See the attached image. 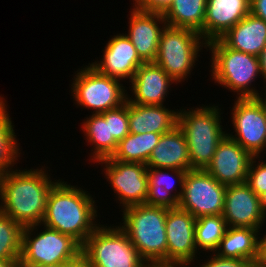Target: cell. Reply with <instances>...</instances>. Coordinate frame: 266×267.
I'll list each match as a JSON object with an SVG mask.
<instances>
[{
	"mask_svg": "<svg viewBox=\"0 0 266 267\" xmlns=\"http://www.w3.org/2000/svg\"><path fill=\"white\" fill-rule=\"evenodd\" d=\"M172 84L178 83L155 62L143 63L129 82L127 101L139 105H165V98L173 90Z\"/></svg>",
	"mask_w": 266,
	"mask_h": 267,
	"instance_id": "obj_17",
	"label": "cell"
},
{
	"mask_svg": "<svg viewBox=\"0 0 266 267\" xmlns=\"http://www.w3.org/2000/svg\"><path fill=\"white\" fill-rule=\"evenodd\" d=\"M221 105L205 104L184 108L178 112V126L183 131L189 149L192 169L205 170L211 163L217 145L227 135L222 126Z\"/></svg>",
	"mask_w": 266,
	"mask_h": 267,
	"instance_id": "obj_3",
	"label": "cell"
},
{
	"mask_svg": "<svg viewBox=\"0 0 266 267\" xmlns=\"http://www.w3.org/2000/svg\"><path fill=\"white\" fill-rule=\"evenodd\" d=\"M107 225L100 224L82 245L89 267H144L128 235L119 225Z\"/></svg>",
	"mask_w": 266,
	"mask_h": 267,
	"instance_id": "obj_9",
	"label": "cell"
},
{
	"mask_svg": "<svg viewBox=\"0 0 266 267\" xmlns=\"http://www.w3.org/2000/svg\"><path fill=\"white\" fill-rule=\"evenodd\" d=\"M4 96L0 95V171L9 172L17 167L22 158L20 143L18 142L15 126L9 114V105ZM21 155V156H20ZM16 165V166H15ZM15 166V167H14Z\"/></svg>",
	"mask_w": 266,
	"mask_h": 267,
	"instance_id": "obj_27",
	"label": "cell"
},
{
	"mask_svg": "<svg viewBox=\"0 0 266 267\" xmlns=\"http://www.w3.org/2000/svg\"><path fill=\"white\" fill-rule=\"evenodd\" d=\"M179 109L166 105H139L128 102L129 133L164 134L178 125Z\"/></svg>",
	"mask_w": 266,
	"mask_h": 267,
	"instance_id": "obj_21",
	"label": "cell"
},
{
	"mask_svg": "<svg viewBox=\"0 0 266 267\" xmlns=\"http://www.w3.org/2000/svg\"><path fill=\"white\" fill-rule=\"evenodd\" d=\"M68 183L64 178L58 179L50 189L46 212L41 223L72 236L83 245L101 224L98 219L100 215L97 211V202H95L97 200L82 186Z\"/></svg>",
	"mask_w": 266,
	"mask_h": 267,
	"instance_id": "obj_2",
	"label": "cell"
},
{
	"mask_svg": "<svg viewBox=\"0 0 266 267\" xmlns=\"http://www.w3.org/2000/svg\"><path fill=\"white\" fill-rule=\"evenodd\" d=\"M226 187L206 170L192 169L184 177L183 191L178 207L195 218L221 215L224 209Z\"/></svg>",
	"mask_w": 266,
	"mask_h": 267,
	"instance_id": "obj_12",
	"label": "cell"
},
{
	"mask_svg": "<svg viewBox=\"0 0 266 267\" xmlns=\"http://www.w3.org/2000/svg\"><path fill=\"white\" fill-rule=\"evenodd\" d=\"M109 121L110 137L119 143L129 134L128 101L115 109L101 113Z\"/></svg>",
	"mask_w": 266,
	"mask_h": 267,
	"instance_id": "obj_31",
	"label": "cell"
},
{
	"mask_svg": "<svg viewBox=\"0 0 266 267\" xmlns=\"http://www.w3.org/2000/svg\"><path fill=\"white\" fill-rule=\"evenodd\" d=\"M47 168L45 165L23 170L16 167L3 173L0 185V212L23 227L40 224L46 212L50 189L58 181L48 173L50 170Z\"/></svg>",
	"mask_w": 266,
	"mask_h": 267,
	"instance_id": "obj_1",
	"label": "cell"
},
{
	"mask_svg": "<svg viewBox=\"0 0 266 267\" xmlns=\"http://www.w3.org/2000/svg\"><path fill=\"white\" fill-rule=\"evenodd\" d=\"M192 264L180 261H148L144 267H192Z\"/></svg>",
	"mask_w": 266,
	"mask_h": 267,
	"instance_id": "obj_36",
	"label": "cell"
},
{
	"mask_svg": "<svg viewBox=\"0 0 266 267\" xmlns=\"http://www.w3.org/2000/svg\"><path fill=\"white\" fill-rule=\"evenodd\" d=\"M162 134L159 133H129L118 145L112 159L121 162L146 164L153 149L157 146Z\"/></svg>",
	"mask_w": 266,
	"mask_h": 267,
	"instance_id": "obj_28",
	"label": "cell"
},
{
	"mask_svg": "<svg viewBox=\"0 0 266 267\" xmlns=\"http://www.w3.org/2000/svg\"><path fill=\"white\" fill-rule=\"evenodd\" d=\"M231 109L230 119L232 118L234 131L227 130V135L253 157L266 156V119L262 108V94L257 98H236Z\"/></svg>",
	"mask_w": 266,
	"mask_h": 267,
	"instance_id": "obj_10",
	"label": "cell"
},
{
	"mask_svg": "<svg viewBox=\"0 0 266 267\" xmlns=\"http://www.w3.org/2000/svg\"><path fill=\"white\" fill-rule=\"evenodd\" d=\"M263 159L264 156L252 158L246 179V183L258 197L266 193V160Z\"/></svg>",
	"mask_w": 266,
	"mask_h": 267,
	"instance_id": "obj_32",
	"label": "cell"
},
{
	"mask_svg": "<svg viewBox=\"0 0 266 267\" xmlns=\"http://www.w3.org/2000/svg\"><path fill=\"white\" fill-rule=\"evenodd\" d=\"M146 166L148 169L164 168L182 171L191 170L186 138L178 125L171 131L161 135Z\"/></svg>",
	"mask_w": 266,
	"mask_h": 267,
	"instance_id": "obj_22",
	"label": "cell"
},
{
	"mask_svg": "<svg viewBox=\"0 0 266 267\" xmlns=\"http://www.w3.org/2000/svg\"><path fill=\"white\" fill-rule=\"evenodd\" d=\"M186 173L187 171L176 169H148V190L145 204L166 209L177 208Z\"/></svg>",
	"mask_w": 266,
	"mask_h": 267,
	"instance_id": "obj_20",
	"label": "cell"
},
{
	"mask_svg": "<svg viewBox=\"0 0 266 267\" xmlns=\"http://www.w3.org/2000/svg\"><path fill=\"white\" fill-rule=\"evenodd\" d=\"M104 177L113 190V201L121 206V211L127 207L145 204L148 190V168L143 163L121 162L111 157L100 160Z\"/></svg>",
	"mask_w": 266,
	"mask_h": 267,
	"instance_id": "obj_11",
	"label": "cell"
},
{
	"mask_svg": "<svg viewBox=\"0 0 266 267\" xmlns=\"http://www.w3.org/2000/svg\"><path fill=\"white\" fill-rule=\"evenodd\" d=\"M259 229L228 226L218 248L213 254L221 258L252 261L255 265L259 256Z\"/></svg>",
	"mask_w": 266,
	"mask_h": 267,
	"instance_id": "obj_24",
	"label": "cell"
},
{
	"mask_svg": "<svg viewBox=\"0 0 266 267\" xmlns=\"http://www.w3.org/2000/svg\"><path fill=\"white\" fill-rule=\"evenodd\" d=\"M207 0H173L163 13L168 26L192 29L203 38Z\"/></svg>",
	"mask_w": 266,
	"mask_h": 267,
	"instance_id": "obj_26",
	"label": "cell"
},
{
	"mask_svg": "<svg viewBox=\"0 0 266 267\" xmlns=\"http://www.w3.org/2000/svg\"><path fill=\"white\" fill-rule=\"evenodd\" d=\"M19 263V260H2L0 259V267H12L14 264Z\"/></svg>",
	"mask_w": 266,
	"mask_h": 267,
	"instance_id": "obj_40",
	"label": "cell"
},
{
	"mask_svg": "<svg viewBox=\"0 0 266 267\" xmlns=\"http://www.w3.org/2000/svg\"><path fill=\"white\" fill-rule=\"evenodd\" d=\"M250 13V0H207L203 40L220 39Z\"/></svg>",
	"mask_w": 266,
	"mask_h": 267,
	"instance_id": "obj_19",
	"label": "cell"
},
{
	"mask_svg": "<svg viewBox=\"0 0 266 267\" xmlns=\"http://www.w3.org/2000/svg\"><path fill=\"white\" fill-rule=\"evenodd\" d=\"M2 174H3V173L0 171V185H1Z\"/></svg>",
	"mask_w": 266,
	"mask_h": 267,
	"instance_id": "obj_45",
	"label": "cell"
},
{
	"mask_svg": "<svg viewBox=\"0 0 266 267\" xmlns=\"http://www.w3.org/2000/svg\"><path fill=\"white\" fill-rule=\"evenodd\" d=\"M121 221L116 222L145 261H167L166 216L163 207L140 204L121 211Z\"/></svg>",
	"mask_w": 266,
	"mask_h": 267,
	"instance_id": "obj_5",
	"label": "cell"
},
{
	"mask_svg": "<svg viewBox=\"0 0 266 267\" xmlns=\"http://www.w3.org/2000/svg\"><path fill=\"white\" fill-rule=\"evenodd\" d=\"M80 123L82 124L81 130L83 131L84 139L90 147L88 160L91 163H97L100 160L112 157L117 149L118 143L114 137H110L109 121H105L102 114H92ZM86 118V119H85Z\"/></svg>",
	"mask_w": 266,
	"mask_h": 267,
	"instance_id": "obj_25",
	"label": "cell"
},
{
	"mask_svg": "<svg viewBox=\"0 0 266 267\" xmlns=\"http://www.w3.org/2000/svg\"><path fill=\"white\" fill-rule=\"evenodd\" d=\"M73 76L69 93L78 108L101 114L120 107L127 100L128 88L121 80L103 75L89 63L78 68Z\"/></svg>",
	"mask_w": 266,
	"mask_h": 267,
	"instance_id": "obj_7",
	"label": "cell"
},
{
	"mask_svg": "<svg viewBox=\"0 0 266 267\" xmlns=\"http://www.w3.org/2000/svg\"><path fill=\"white\" fill-rule=\"evenodd\" d=\"M220 39L229 48L258 57L266 46V22L249 13Z\"/></svg>",
	"mask_w": 266,
	"mask_h": 267,
	"instance_id": "obj_23",
	"label": "cell"
},
{
	"mask_svg": "<svg viewBox=\"0 0 266 267\" xmlns=\"http://www.w3.org/2000/svg\"><path fill=\"white\" fill-rule=\"evenodd\" d=\"M30 267H59V264L36 265Z\"/></svg>",
	"mask_w": 266,
	"mask_h": 267,
	"instance_id": "obj_43",
	"label": "cell"
},
{
	"mask_svg": "<svg viewBox=\"0 0 266 267\" xmlns=\"http://www.w3.org/2000/svg\"><path fill=\"white\" fill-rule=\"evenodd\" d=\"M59 267H89L87 258L83 252L73 259L60 263Z\"/></svg>",
	"mask_w": 266,
	"mask_h": 267,
	"instance_id": "obj_38",
	"label": "cell"
},
{
	"mask_svg": "<svg viewBox=\"0 0 266 267\" xmlns=\"http://www.w3.org/2000/svg\"><path fill=\"white\" fill-rule=\"evenodd\" d=\"M256 267H266V233H259V256Z\"/></svg>",
	"mask_w": 266,
	"mask_h": 267,
	"instance_id": "obj_37",
	"label": "cell"
},
{
	"mask_svg": "<svg viewBox=\"0 0 266 267\" xmlns=\"http://www.w3.org/2000/svg\"><path fill=\"white\" fill-rule=\"evenodd\" d=\"M24 227L0 212V259L20 260Z\"/></svg>",
	"mask_w": 266,
	"mask_h": 267,
	"instance_id": "obj_30",
	"label": "cell"
},
{
	"mask_svg": "<svg viewBox=\"0 0 266 267\" xmlns=\"http://www.w3.org/2000/svg\"><path fill=\"white\" fill-rule=\"evenodd\" d=\"M126 36L144 63L155 62L161 33L167 25L163 14L130 8Z\"/></svg>",
	"mask_w": 266,
	"mask_h": 267,
	"instance_id": "obj_18",
	"label": "cell"
},
{
	"mask_svg": "<svg viewBox=\"0 0 266 267\" xmlns=\"http://www.w3.org/2000/svg\"><path fill=\"white\" fill-rule=\"evenodd\" d=\"M253 156L226 135L217 145L211 163L205 169L225 186L246 182Z\"/></svg>",
	"mask_w": 266,
	"mask_h": 267,
	"instance_id": "obj_16",
	"label": "cell"
},
{
	"mask_svg": "<svg viewBox=\"0 0 266 267\" xmlns=\"http://www.w3.org/2000/svg\"><path fill=\"white\" fill-rule=\"evenodd\" d=\"M258 59H259L261 76L263 78V83L265 84L264 85L265 90L264 92H262L264 94L266 92V46L259 54Z\"/></svg>",
	"mask_w": 266,
	"mask_h": 267,
	"instance_id": "obj_39",
	"label": "cell"
},
{
	"mask_svg": "<svg viewBox=\"0 0 266 267\" xmlns=\"http://www.w3.org/2000/svg\"><path fill=\"white\" fill-rule=\"evenodd\" d=\"M222 216L230 227H251L261 231L266 223L260 197L246 182L226 187Z\"/></svg>",
	"mask_w": 266,
	"mask_h": 267,
	"instance_id": "obj_14",
	"label": "cell"
},
{
	"mask_svg": "<svg viewBox=\"0 0 266 267\" xmlns=\"http://www.w3.org/2000/svg\"><path fill=\"white\" fill-rule=\"evenodd\" d=\"M12 267H25L23 265H21L20 263L14 264Z\"/></svg>",
	"mask_w": 266,
	"mask_h": 267,
	"instance_id": "obj_44",
	"label": "cell"
},
{
	"mask_svg": "<svg viewBox=\"0 0 266 267\" xmlns=\"http://www.w3.org/2000/svg\"><path fill=\"white\" fill-rule=\"evenodd\" d=\"M203 48H207V43L199 32L166 25L161 33L155 63L174 81L182 84L200 62Z\"/></svg>",
	"mask_w": 266,
	"mask_h": 267,
	"instance_id": "obj_6",
	"label": "cell"
},
{
	"mask_svg": "<svg viewBox=\"0 0 266 267\" xmlns=\"http://www.w3.org/2000/svg\"><path fill=\"white\" fill-rule=\"evenodd\" d=\"M100 60L89 64L98 72L122 82L131 81L137 68L144 62L140 59L134 45L124 33H117L107 41ZM128 80V81H125ZM124 80V81H123Z\"/></svg>",
	"mask_w": 266,
	"mask_h": 267,
	"instance_id": "obj_15",
	"label": "cell"
},
{
	"mask_svg": "<svg viewBox=\"0 0 266 267\" xmlns=\"http://www.w3.org/2000/svg\"><path fill=\"white\" fill-rule=\"evenodd\" d=\"M206 258L203 257V259H205L203 260L204 262L200 259L197 265L192 264V266L193 267H256V265L252 261L221 258L213 253L212 254L210 253V255L208 254Z\"/></svg>",
	"mask_w": 266,
	"mask_h": 267,
	"instance_id": "obj_33",
	"label": "cell"
},
{
	"mask_svg": "<svg viewBox=\"0 0 266 267\" xmlns=\"http://www.w3.org/2000/svg\"><path fill=\"white\" fill-rule=\"evenodd\" d=\"M227 228V222L222 214L196 218L195 246L197 251L203 254L205 253V255L207 253L210 254V252L214 253L225 235Z\"/></svg>",
	"mask_w": 266,
	"mask_h": 267,
	"instance_id": "obj_29",
	"label": "cell"
},
{
	"mask_svg": "<svg viewBox=\"0 0 266 267\" xmlns=\"http://www.w3.org/2000/svg\"><path fill=\"white\" fill-rule=\"evenodd\" d=\"M250 13L266 22V0H250Z\"/></svg>",
	"mask_w": 266,
	"mask_h": 267,
	"instance_id": "obj_35",
	"label": "cell"
},
{
	"mask_svg": "<svg viewBox=\"0 0 266 267\" xmlns=\"http://www.w3.org/2000/svg\"><path fill=\"white\" fill-rule=\"evenodd\" d=\"M208 50L210 80L216 85L233 92L236 98H257L262 94L263 90L255 86V79H262L257 56L229 48L221 39L208 42L206 52Z\"/></svg>",
	"mask_w": 266,
	"mask_h": 267,
	"instance_id": "obj_4",
	"label": "cell"
},
{
	"mask_svg": "<svg viewBox=\"0 0 266 267\" xmlns=\"http://www.w3.org/2000/svg\"><path fill=\"white\" fill-rule=\"evenodd\" d=\"M195 223L196 218L188 211L179 207L167 209V261L195 264L200 259L198 256L202 255L195 246Z\"/></svg>",
	"mask_w": 266,
	"mask_h": 267,
	"instance_id": "obj_13",
	"label": "cell"
},
{
	"mask_svg": "<svg viewBox=\"0 0 266 267\" xmlns=\"http://www.w3.org/2000/svg\"><path fill=\"white\" fill-rule=\"evenodd\" d=\"M262 108L266 119V92L264 93V95L262 94Z\"/></svg>",
	"mask_w": 266,
	"mask_h": 267,
	"instance_id": "obj_42",
	"label": "cell"
},
{
	"mask_svg": "<svg viewBox=\"0 0 266 267\" xmlns=\"http://www.w3.org/2000/svg\"><path fill=\"white\" fill-rule=\"evenodd\" d=\"M81 252L82 245L72 236L40 223L24 227L19 263L25 267L60 264Z\"/></svg>",
	"mask_w": 266,
	"mask_h": 267,
	"instance_id": "obj_8",
	"label": "cell"
},
{
	"mask_svg": "<svg viewBox=\"0 0 266 267\" xmlns=\"http://www.w3.org/2000/svg\"><path fill=\"white\" fill-rule=\"evenodd\" d=\"M260 201H261L262 211L266 215V193L260 196Z\"/></svg>",
	"mask_w": 266,
	"mask_h": 267,
	"instance_id": "obj_41",
	"label": "cell"
},
{
	"mask_svg": "<svg viewBox=\"0 0 266 267\" xmlns=\"http://www.w3.org/2000/svg\"><path fill=\"white\" fill-rule=\"evenodd\" d=\"M132 2V7L137 10L163 14L173 0H132Z\"/></svg>",
	"mask_w": 266,
	"mask_h": 267,
	"instance_id": "obj_34",
	"label": "cell"
}]
</instances>
